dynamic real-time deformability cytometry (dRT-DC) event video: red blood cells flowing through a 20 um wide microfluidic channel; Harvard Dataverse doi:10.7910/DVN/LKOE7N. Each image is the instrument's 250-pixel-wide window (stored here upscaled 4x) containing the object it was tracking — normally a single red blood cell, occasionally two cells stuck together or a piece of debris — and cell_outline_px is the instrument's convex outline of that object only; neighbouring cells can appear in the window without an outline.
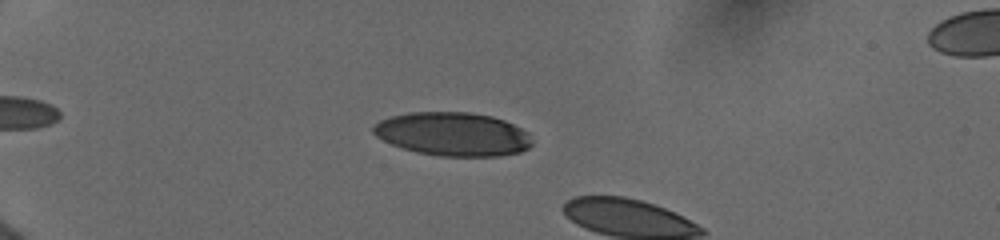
{"species": "human", "species_latin": "Homo sapiens", "temperature_condition": "cold", "stored_images_in_passage": 16, "camera_frame_rate_fps": 3000, "um_per_image_px": 0.085, "donor": {"sex": "female"}, "frame": {"image": 1, "passage_image": 12, "time_ms": 3.333, "image_size_px": [1000, 240], "cell_outline_px": [[532, 144], [528, 148], [520, 152], [500, 156], [440, 156], [416, 152], [392, 144], [376, 136], [372, 132], [372, 128], [380, 120], [392, 116], [408, 112], [468, 112], [492, 116], [504, 120], [528, 132], [532, 140]], "centroid_in_image_um": [38.51, 11.4], "position_along_channel_um": 46.5, "area_um2": 40.29}}